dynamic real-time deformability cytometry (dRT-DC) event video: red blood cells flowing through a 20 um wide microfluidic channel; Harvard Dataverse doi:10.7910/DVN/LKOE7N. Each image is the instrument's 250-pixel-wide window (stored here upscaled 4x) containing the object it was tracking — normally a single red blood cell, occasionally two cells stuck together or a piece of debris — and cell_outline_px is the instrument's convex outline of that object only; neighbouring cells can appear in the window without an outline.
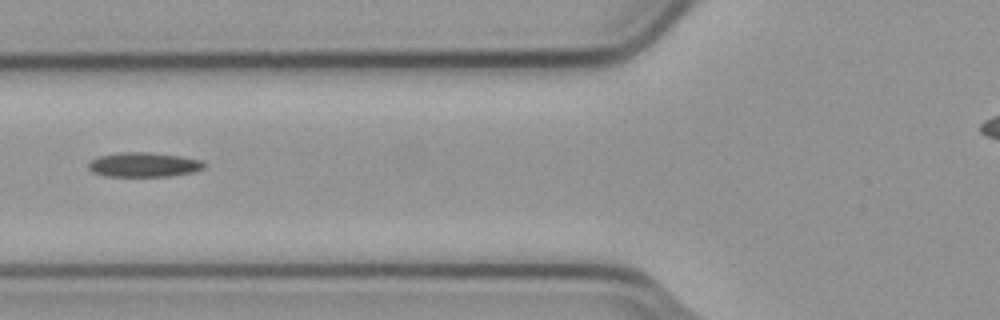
{"species": "common noctule bat (a hibernating species)", "species_latin": "Nyctalus noctula", "temperature_condition": "cold", "stored_images_in_passage": 4, "camera_frame_rate_fps": 3000, "um_per_image_px": 0.085, "animal": {"sex": "male", "body_mass_g": 23.1, "forearm_length_mm": 52.7}, "frame": {"image": 1, "passage_image": 3, "time_ms": 0.667, "image_size_px": [1000, 320], "cell_outline_px": [[208, 164], [204, 168], [192, 172], [168, 176], [104, 176], [92, 172], [88, 168], [88, 164], [92, 160], [100, 156], [120, 152], [148, 152], [180, 156], [204, 160]], "centroid_in_image_um": [12.26, 13.99], "position_along_channel_um": 113.5, "area_um2": 16.59}}
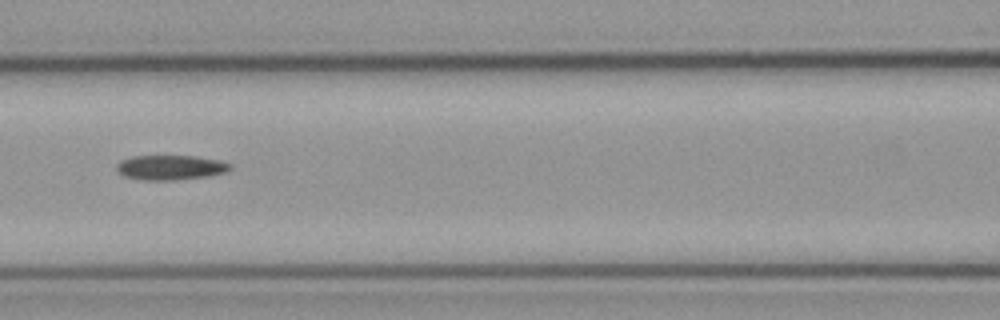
{"frame": {"image": 2, "passage_image": 4, "time_ms": 1.0, "image_size_px": [1000, 320], "cell_outline_px": [[232, 168], [224, 172], [208, 176], [172, 180], [144, 180], [124, 176], [116, 168], [116, 164], [120, 160], [132, 156], [196, 156], [220, 160], [232, 164]], "centroid_in_image_um": [14.49, 14.22], "position_along_channel_um": 152.1, "area_um2": 16.36}}